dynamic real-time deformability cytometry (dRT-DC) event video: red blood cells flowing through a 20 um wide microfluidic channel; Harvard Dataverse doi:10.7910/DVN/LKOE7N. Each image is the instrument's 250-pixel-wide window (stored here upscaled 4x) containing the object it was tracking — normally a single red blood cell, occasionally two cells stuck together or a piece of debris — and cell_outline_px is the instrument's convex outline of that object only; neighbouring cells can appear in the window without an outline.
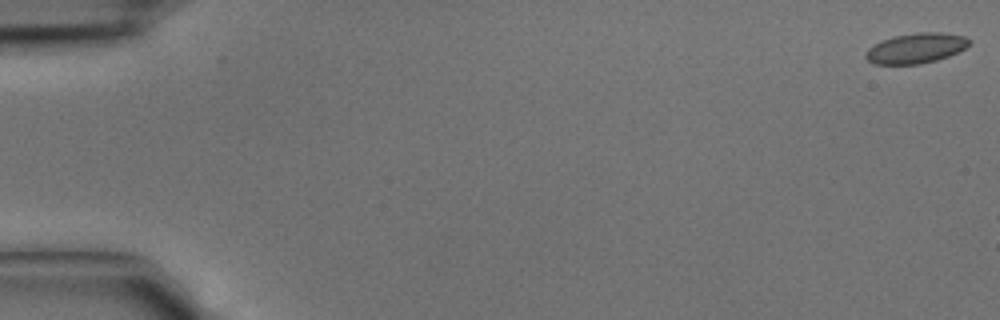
{"species": "common noctule bat (a hibernating species)", "species_latin": "Nyctalus noctula", "temperature_condition": "cold", "stored_images_in_passage": 6, "camera_frame_rate_fps": 3000, "um_per_image_px": 0.085, "animal": {"sex": "male", "body_mass_g": 15.6}, "frame": {"image": 1, "passage_image": 1, "time_ms": 0.0, "image_size_px": [1000, 320], "cell_outline_px": [[972, 40], [964, 48], [948, 56], [936, 60], [920, 64], [876, 64], [868, 60], [864, 56], [864, 52], [868, 48], [884, 40], [896, 36], [920, 32], [940, 32], [964, 36]], "centroid_in_image_um": [77.85, 4.1], "position_along_channel_um": 7.1, "area_um2": 17.92}}